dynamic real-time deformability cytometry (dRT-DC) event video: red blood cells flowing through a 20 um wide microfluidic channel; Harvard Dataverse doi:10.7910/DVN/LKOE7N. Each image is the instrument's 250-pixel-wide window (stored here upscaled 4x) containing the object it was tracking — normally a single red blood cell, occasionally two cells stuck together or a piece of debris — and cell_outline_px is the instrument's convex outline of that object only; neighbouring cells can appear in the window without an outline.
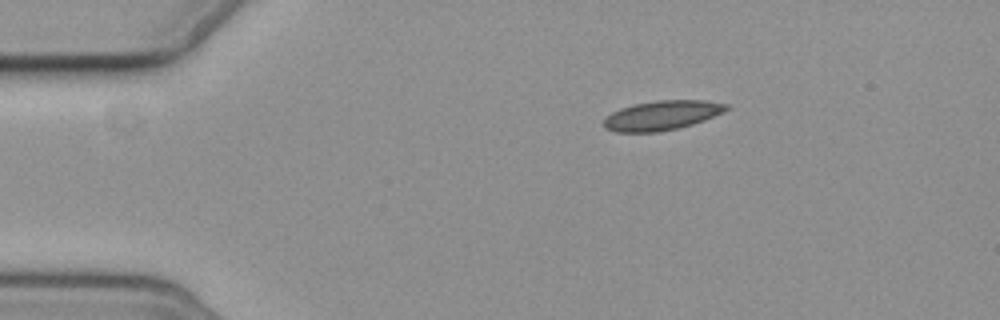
{"species": "common noctule bat (a hibernating species)", "species_latin": "Nyctalus noctula", "temperature_condition": "cold", "stored_images_in_passage": 3, "camera_frame_rate_fps": 3000, "um_per_image_px": 0.085, "animal": {"sex": "female", "body_mass_g": 19.3, "forearm_length_mm": 54.1}, "frame": {"image": 1, "passage_image": 1, "time_ms": 0.0, "image_size_px": [1000, 320], "cell_outline_px": [[732, 108], [704, 120], [692, 124], [676, 128], [656, 132], [616, 132], [604, 128], [604, 116], [620, 108], [632, 104], [656, 100], [704, 100], [728, 104]], "centroid_in_image_um": [56.24, 9.79], "position_along_channel_um": 28.8, "area_um2": 21.15}}